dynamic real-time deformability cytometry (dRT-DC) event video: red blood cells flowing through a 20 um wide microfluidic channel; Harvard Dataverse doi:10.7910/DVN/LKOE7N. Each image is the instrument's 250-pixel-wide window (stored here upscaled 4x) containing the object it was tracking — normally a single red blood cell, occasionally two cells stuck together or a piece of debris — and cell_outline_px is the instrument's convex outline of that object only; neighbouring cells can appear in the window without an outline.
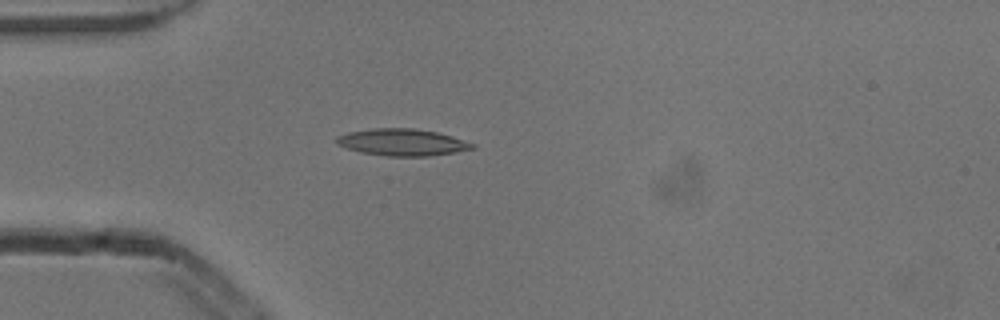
{"species": "common noctule bat (a hibernating species)", "species_latin": "Nyctalus noctula", "temperature_condition": "cold", "stored_images_in_passage": 4, "camera_frame_rate_fps": 3000, "um_per_image_px": 0.085, "animal": {"sex": "male", "body_mass_g": 13.3}, "frame": {"image": 1, "passage_image": 4, "time_ms": 1.0, "image_size_px": [1000, 320], "cell_outline_px": [[476, 148], [456, 152], [428, 156], [384, 156], [360, 152], [336, 144], [336, 136], [348, 132], [376, 128], [412, 128], [436, 132], [452, 136], [476, 144]], "centroid_in_image_um": [34.2, 12.1], "position_along_channel_um": 50.8, "area_um2": 21.27}}